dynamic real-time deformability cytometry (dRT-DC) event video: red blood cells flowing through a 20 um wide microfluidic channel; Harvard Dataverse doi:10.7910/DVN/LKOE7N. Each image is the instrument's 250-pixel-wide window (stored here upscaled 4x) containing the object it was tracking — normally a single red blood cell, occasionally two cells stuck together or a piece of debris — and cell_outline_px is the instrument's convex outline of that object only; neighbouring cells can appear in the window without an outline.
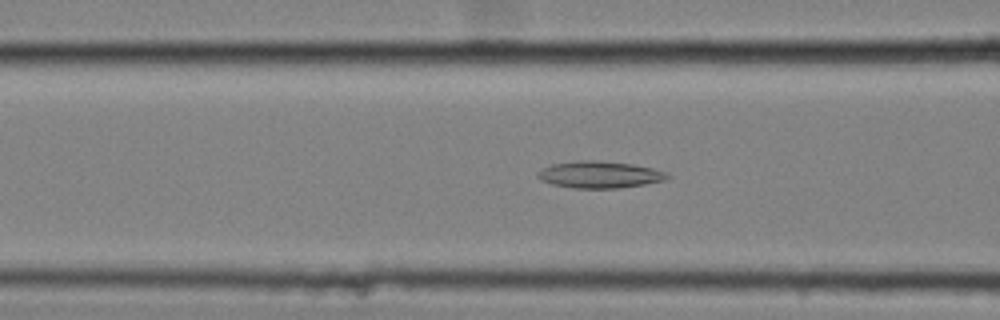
{"species": "common noctule bat (a hibernating species)", "species_latin": "Nyctalus noctula", "temperature_condition": "cold", "stored_images_in_passage": 58, "camera_frame_rate_fps": 3000, "um_per_image_px": 0.085, "animal": {"sex": "female", "body_mass_g": 25.1}, "frame": {"image": 1, "passage_image": 24, "time_ms": 7.667, "image_size_px": [1000, 320], "cell_outline_px": [[672, 176], [664, 180], [644, 184], [620, 188], [576, 188], [552, 184], [540, 180], [536, 176], [536, 172], [552, 164], [576, 160], [600, 160], [632, 164], [652, 168], [668, 172]], "centroid_in_image_um": [50.97, 14.83], "position_along_channel_um": 115.6, "area_um2": 20.4}}
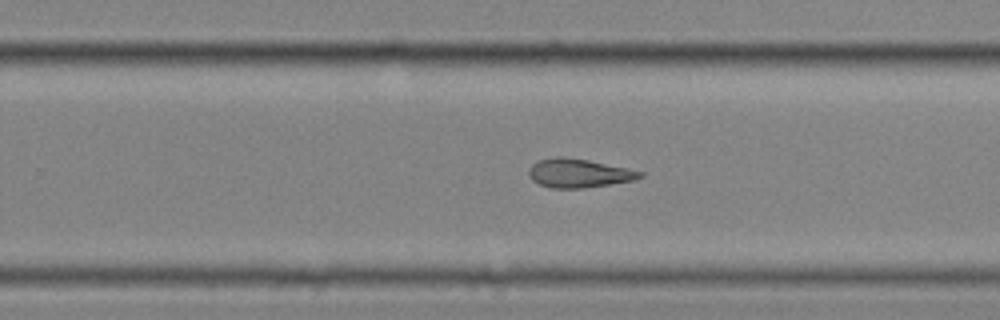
{"frame": {"image": 2, "passage_image": 38, "time_ms": 12.333, "image_size_px": [1000, 320], "cell_outline_px": [[644, 176], [636, 180], [580, 188], [552, 188], [536, 184], [528, 176], [528, 168], [532, 164], [540, 160], [556, 156], [564, 156], [588, 160], [644, 172]], "centroid_in_image_um": [49.15, 14.72], "position_along_channel_um": 280.7, "area_um2": 18.67}}
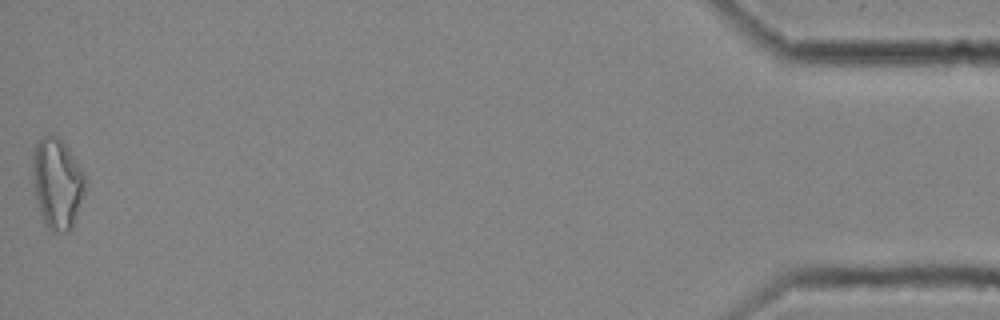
{"frame": {"image": 3, "passage_image": 58, "time_ms": 19.0, "image_size_px": [1000, 320], "cell_outline_px": [[84, 192], [72, 228], [68, 232], [52, 232], [44, 220], [40, 212], [36, 196], [32, 172], [32, 156], [36, 144], [44, 136], [52, 132], [68, 148], [80, 168], [84, 176]], "centroid_in_image_um": [4.84, 15.58], "position_along_channel_um": 430.4, "area_um2": 27.17}, "authors_computed_cell_mechanics": {"area_um2": 20.9525, "velocity_mm_per_s": 3.5385, "shape_relaxation_time_tau1_ms": null, "shape_relaxation_time_tau2_ms": 5.6935, "deformation_change_tau1": null, "deformation_change_tau2": 0.1608}}